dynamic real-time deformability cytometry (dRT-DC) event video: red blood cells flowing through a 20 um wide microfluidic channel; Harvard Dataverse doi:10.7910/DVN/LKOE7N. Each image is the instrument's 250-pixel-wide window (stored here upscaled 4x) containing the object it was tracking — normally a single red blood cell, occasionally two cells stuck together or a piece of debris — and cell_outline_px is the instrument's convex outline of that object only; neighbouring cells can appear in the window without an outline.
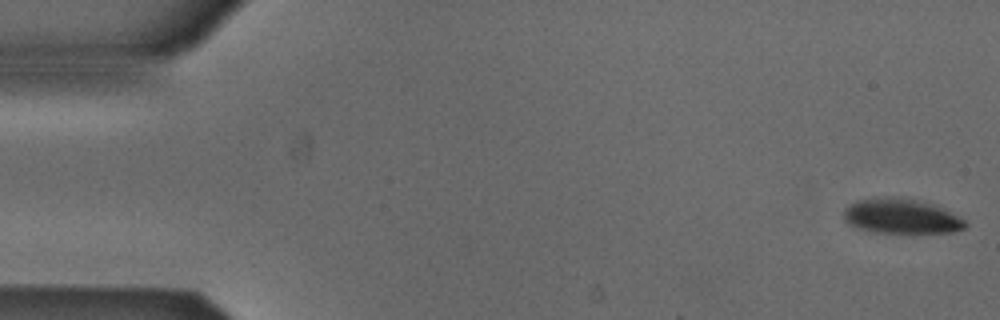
{"species": "Egyptian fruit bat (a non-hibernating species)", "species_latin": "Rousettus aegyptiacus", "temperature_condition": "cold", "stored_images_in_passage": 53, "camera_frame_rate_fps": 3000, "um_per_image_px": 0.085, "animal": {"sex": "male"}, "frame": {"image": 1, "passage_image": 1, "time_ms": 0.0, "image_size_px": [1000, 320], "cell_outline_px": [[968, 224], [964, 228], [952, 232], [872, 232], [848, 224], [844, 220], [844, 208], [856, 200], [884, 196], [892, 196], [916, 200], [936, 204], [944, 208], [964, 220]], "centroid_in_image_um": [76.58, 18.36], "position_along_channel_um": 8.4, "area_um2": 24.68}}
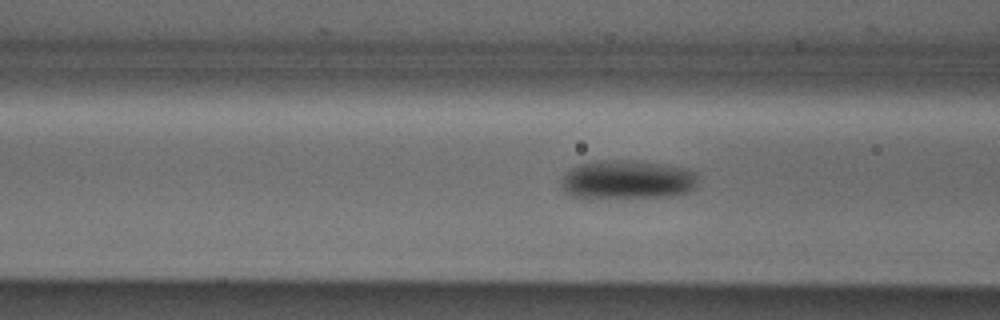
{"frame": {"image": 2, "passage_image": 20, "time_ms": 6.333, "image_size_px": [1000, 320], "cell_outline_px": [[696, 188], [692, 192], [668, 196], [588, 200], [584, 200], [572, 196], [564, 192], [560, 184], [564, 176], [572, 168], [580, 164], [596, 160], [628, 160], [660, 164], [684, 168], [696, 172]], "centroid_in_image_um": [53.27, 15.32], "position_along_channel_um": 113.3, "area_um2": 31.73}}
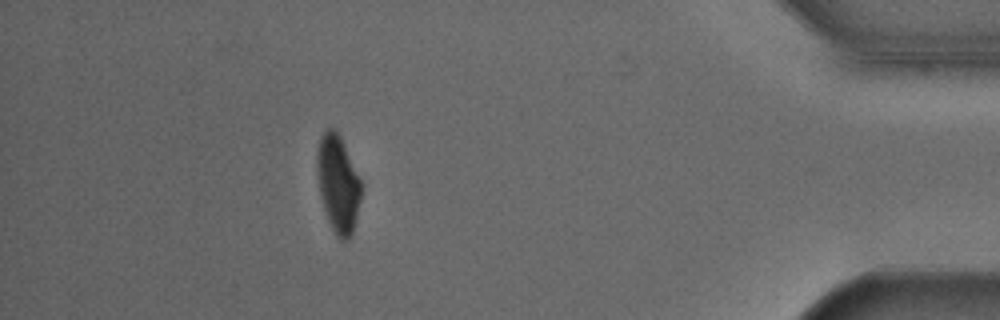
{"frame": {"image": 3, "passage_image": 47, "time_ms": 15.333, "image_size_px": [1000, 320], "cell_outline_px": [[364, 184], [352, 232], [348, 240], [340, 240], [336, 236], [328, 220], [320, 196], [316, 168], [316, 156], [320, 136], [328, 128], [332, 128], [340, 136]], "centroid_in_image_um": [28.74, 15.61], "position_along_channel_um": 406.5, "area_um2": 25.14}, "authors_computed_cell_mechanics": {"area_um2": 27.8596, "velocity_mm_per_s": 3.856, "shape_relaxation_time_tau1_ms": 8.2451, "shape_relaxation_time_tau2_ms": null, "deformation_change_tau1": 0.1572, "deformation_change_tau2": null}}